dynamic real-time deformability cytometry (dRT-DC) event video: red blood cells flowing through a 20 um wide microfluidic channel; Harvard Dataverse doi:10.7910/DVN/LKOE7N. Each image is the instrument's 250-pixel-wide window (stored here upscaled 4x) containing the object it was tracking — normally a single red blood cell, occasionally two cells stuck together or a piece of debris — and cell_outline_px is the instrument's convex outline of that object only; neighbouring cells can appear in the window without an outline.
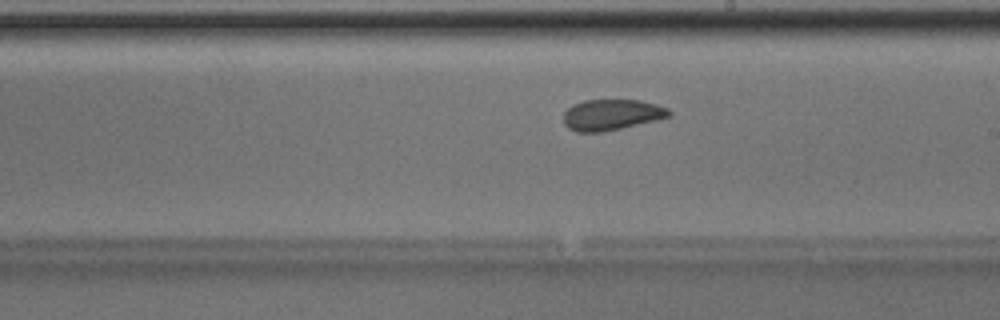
{"species": "Egyptian fruit bat (a non-hibernating species)", "species_latin": "Rousettus aegyptiacus", "temperature_condition": "room temperature", "stored_images_in_passage": 37, "camera_frame_rate_fps": 3000, "um_per_image_px": 0.085, "animal": {"sex": "male"}, "frame": {"image": 1, "passage_image": 16, "time_ms": 5.0, "image_size_px": [1000, 320], "cell_outline_px": [[672, 116], [656, 120], [604, 132], [576, 132], [568, 128], [564, 124], [564, 112], [572, 104], [584, 100], [640, 100], [656, 104], [668, 108], [672, 112]], "centroid_in_image_um": [51.99, 9.75], "position_along_channel_um": 237.0, "area_um2": 19.13}, "authors_computed_cell_mechanics": {"area_um2": 19.4208, "velocity_mm_per_s": 4.0188, "shape_relaxation_time_tau1_ms": 3.8699, "shape_relaxation_time_tau2_ms": 1.5129, "deformation_change_tau1": 0.0878, "deformation_change_tau2": 0.0475}}